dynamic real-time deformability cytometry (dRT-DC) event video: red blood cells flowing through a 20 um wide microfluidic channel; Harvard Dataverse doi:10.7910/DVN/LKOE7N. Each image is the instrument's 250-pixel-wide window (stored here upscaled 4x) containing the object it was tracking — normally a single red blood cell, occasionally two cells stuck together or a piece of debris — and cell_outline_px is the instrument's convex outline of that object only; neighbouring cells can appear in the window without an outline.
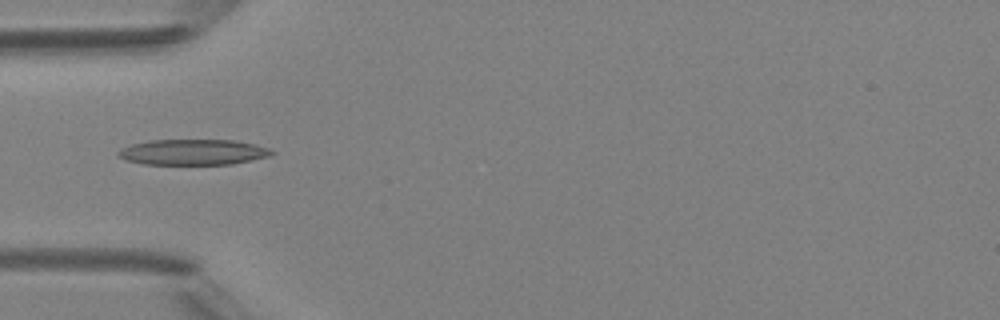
{"species": "Egyptian fruit bat (a non-hibernating species)", "species_latin": "Rousettus aegyptiacus", "temperature_condition": "room temperature", "stored_images_in_passage": 7, "camera_frame_rate_fps": 3000, "um_per_image_px": 0.085, "animal": {"sex": "female"}, "frame": {"image": 1, "passage_image": 5, "time_ms": 4.667, "image_size_px": [1000, 320], "cell_outline_px": [[276, 152], [268, 156], [232, 164], [144, 164], [124, 160], [116, 156], [116, 152], [120, 148], [132, 144], [148, 140], [232, 140], [256, 144], [268, 148]], "centroid_in_image_um": [16.35, 12.93], "position_along_channel_um": 68.7, "area_um2": 23.0}}
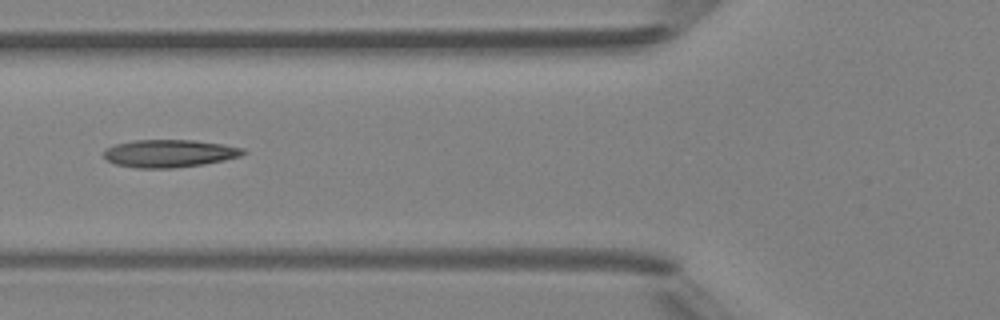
{"frame": {"image": 2, "passage_image": 6, "time_ms": 5.667, "image_size_px": [1000, 320], "cell_outline_px": [[248, 152], [240, 156], [224, 160], [204, 164], [172, 168], [136, 168], [116, 164], [108, 160], [104, 156], [104, 152], [108, 148], [116, 144], [136, 140], [192, 140], [224, 144], [244, 148]], "centroid_in_image_um": [14.45, 13.04], "position_along_channel_um": 111.4, "area_um2": 22.37}}
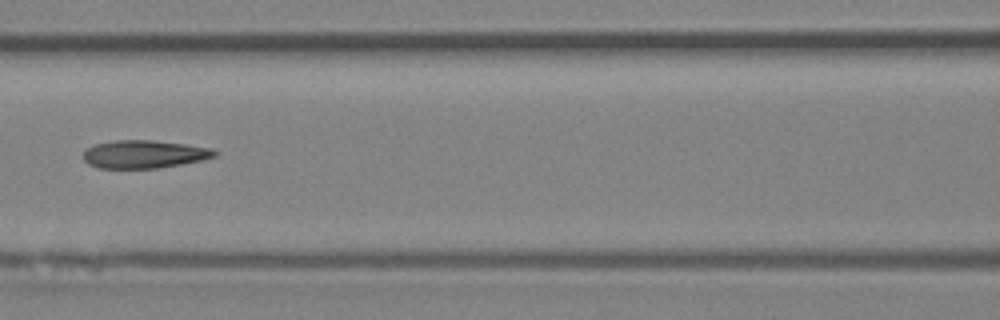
{"frame": {"image": 3, "passage_image": 7, "time_ms": 6.667, "image_size_px": [1000, 320], "cell_outline_px": [[220, 152], [216, 156], [200, 160], [180, 164], [156, 168], [100, 168], [88, 164], [84, 160], [84, 148], [96, 144], [116, 140], [152, 140], [184, 144], [208, 148]], "centroid_in_image_um": [12.22, 13.1], "position_along_channel_um": 154.4, "area_um2": 21.21}}